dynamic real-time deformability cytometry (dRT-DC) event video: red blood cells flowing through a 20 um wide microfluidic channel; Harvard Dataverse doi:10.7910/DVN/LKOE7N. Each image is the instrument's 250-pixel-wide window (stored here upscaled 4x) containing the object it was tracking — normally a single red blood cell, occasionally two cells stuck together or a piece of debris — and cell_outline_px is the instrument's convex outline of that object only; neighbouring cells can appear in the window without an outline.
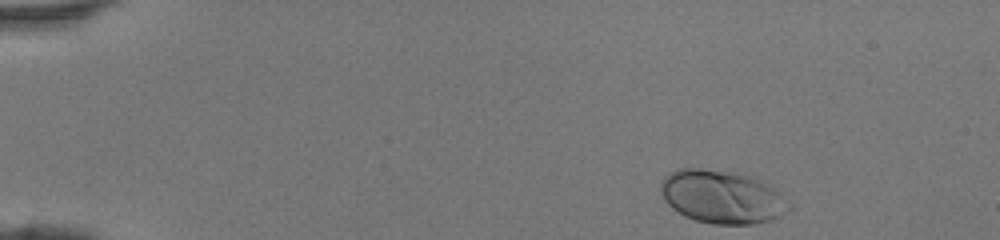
{"species": "human", "species_latin": "Homo sapiens", "temperature_condition": "room temperature", "stored_images_in_passage": 41, "camera_frame_rate_fps": 3000, "um_per_image_px": 0.085, "donor": {"sex": "female"}, "frame": {"image": 1, "passage_image": 1, "time_ms": 0.0, "image_size_px": [1000, 240], "cell_outline_px": [[796, 208], [772, 220], [756, 224], [712, 224], [696, 220], [684, 216], [672, 208], [664, 200], [660, 192], [660, 184], [664, 176], [668, 172], [676, 168], [700, 168], [744, 172], [760, 176], [772, 184]], "centroid_in_image_um": [61.46, 16.69], "position_along_channel_um": 23.5, "area_um2": 41.44}}
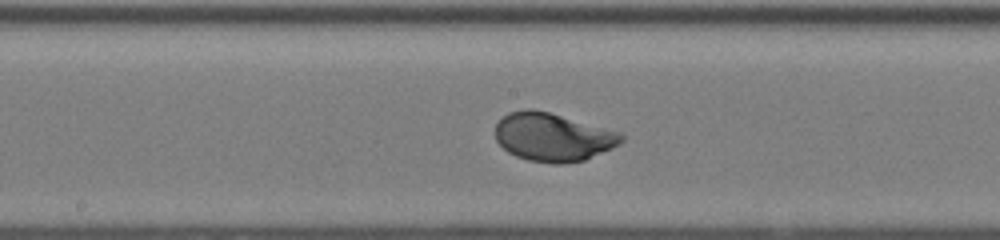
{"frame": {"image": 2, "passage_image": 20, "time_ms": 6.333, "image_size_px": [1000, 240], "cell_outline_px": [[624, 140], [620, 144], [612, 148], [584, 160], [564, 164], [552, 164], [528, 160], [516, 156], [508, 152], [496, 140], [496, 124], [508, 112], [524, 108], [532, 108], [548, 112], [620, 132], [624, 136]], "centroid_in_image_um": [46.99, 11.65], "position_along_channel_um": 201.2, "area_um2": 35.43}}
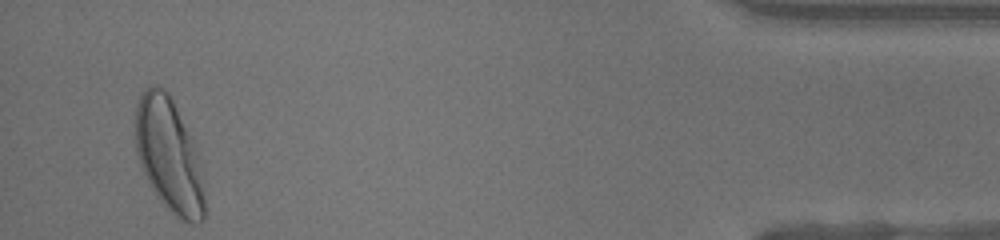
{"frame": {"image": 3, "passage_image": 39, "time_ms": 12.667, "image_size_px": [1000, 240], "cell_outline_px": [[204, 220], [196, 224], [192, 224], [184, 220], [168, 208], [156, 196], [140, 164], [136, 152], [136, 108], [140, 96], [144, 88], [148, 84], [156, 84], [164, 88], [168, 92], [192, 140], [196, 152], [204, 200]], "centroid_in_image_um": [14.32, 13.15], "position_along_channel_um": 420.9, "area_um2": 44.74}}